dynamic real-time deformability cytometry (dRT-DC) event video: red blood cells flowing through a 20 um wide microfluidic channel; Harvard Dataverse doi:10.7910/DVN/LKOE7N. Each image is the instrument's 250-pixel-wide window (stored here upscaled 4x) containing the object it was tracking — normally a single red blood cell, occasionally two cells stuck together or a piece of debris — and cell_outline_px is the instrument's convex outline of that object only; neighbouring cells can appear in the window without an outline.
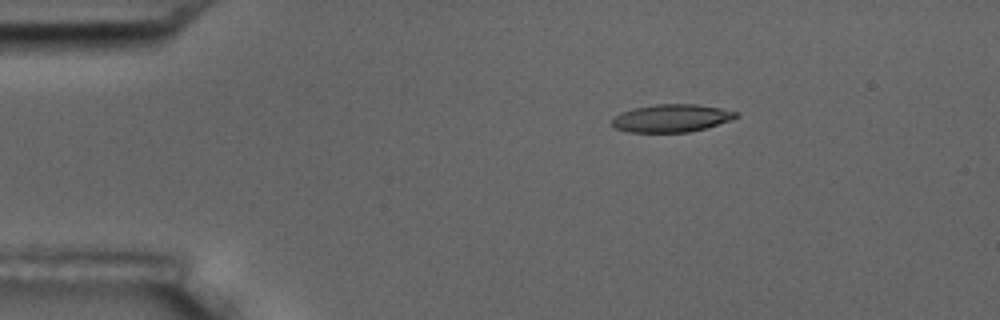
{"species": "common noctule bat (a hibernating species)", "species_latin": "Nyctalus noctula", "temperature_condition": "room temperature", "stored_images_in_passage": 5, "camera_frame_rate_fps": 3000, "um_per_image_px": 0.085, "animal": {"sex": "male", "body_mass_g": 17.5, "forearm_length_mm": 52.3}, "frame": {"image": 1, "passage_image": 3, "time_ms": 2.333, "image_size_px": [1000, 320], "cell_outline_px": [[740, 116], [704, 128], [688, 132], [628, 132], [616, 128], [612, 124], [612, 120], [620, 112], [636, 108], [656, 104], [696, 104], [720, 108], [736, 112]], "centroid_in_image_um": [57.05, 10.04], "position_along_channel_um": 28.0, "area_um2": 19.71}}
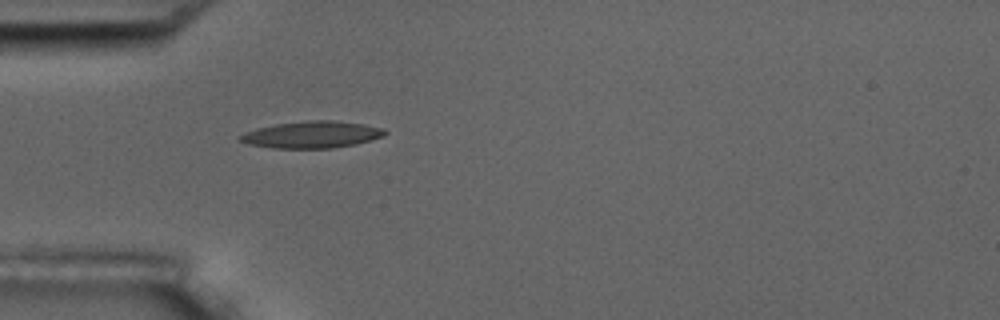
{"frame": {"image": 2, "passage_image": 5, "time_ms": 4.667, "image_size_px": [1000, 320], "cell_outline_px": [[388, 132], [384, 136], [372, 140], [356, 144], [332, 148], [272, 148], [248, 144], [240, 140], [240, 136], [244, 132], [256, 128], [276, 124], [308, 120], [332, 120], [364, 124], [384, 128]], "centroid_in_image_um": [26.54, 11.44], "position_along_channel_um": 58.5, "area_um2": 22.72}}